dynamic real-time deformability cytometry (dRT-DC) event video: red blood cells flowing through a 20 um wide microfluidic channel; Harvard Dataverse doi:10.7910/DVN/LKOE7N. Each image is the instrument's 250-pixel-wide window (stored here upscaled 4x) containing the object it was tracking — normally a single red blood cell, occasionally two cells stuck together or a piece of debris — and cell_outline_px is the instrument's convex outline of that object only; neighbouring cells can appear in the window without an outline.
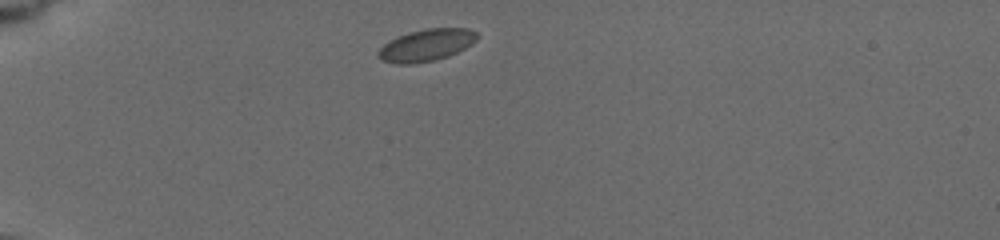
{"species": "common noctule bat (a hibernating species)", "species_latin": "Nyctalus noctula", "temperature_condition": "cold", "stored_images_in_passage": 3, "camera_frame_rate_fps": 3000, "um_per_image_px": 0.085, "animal": {"sex": "female", "body_mass_g": 19.5, "forearm_length_mm": 54.1}, "frame": {"image": 1, "passage_image": 1, "time_ms": 0.0, "image_size_px": [1000, 240], "cell_outline_px": [[480, 36], [472, 44], [448, 56], [436, 60], [412, 64], [396, 64], [380, 60], [376, 56], [376, 52], [388, 40], [396, 36], [408, 32], [428, 28], [468, 28], [476, 32]], "centroid_in_image_um": [36.2, 3.84], "position_along_channel_um": 48.8, "area_um2": 18.73}}
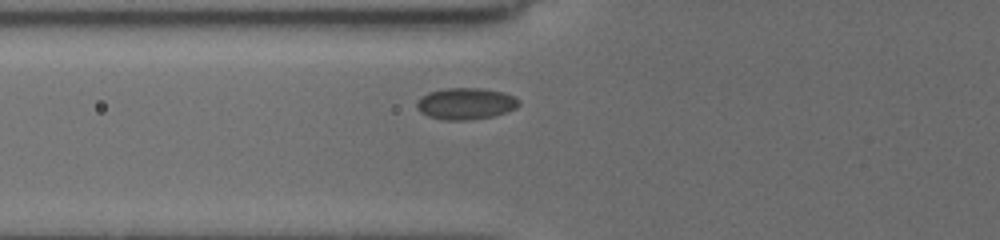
{"frame": {"image": 2, "passage_image": 3, "time_ms": 2.0, "image_size_px": [1000, 240], "cell_outline_px": [[520, 104], [516, 108], [492, 116], [468, 120], [444, 120], [428, 116], [420, 112], [416, 108], [416, 104], [428, 92], [444, 88], [480, 88], [504, 92], [520, 100]], "centroid_in_image_um": [39.58, 8.81], "position_along_channel_um": 86.2, "area_um2": 18.67}}